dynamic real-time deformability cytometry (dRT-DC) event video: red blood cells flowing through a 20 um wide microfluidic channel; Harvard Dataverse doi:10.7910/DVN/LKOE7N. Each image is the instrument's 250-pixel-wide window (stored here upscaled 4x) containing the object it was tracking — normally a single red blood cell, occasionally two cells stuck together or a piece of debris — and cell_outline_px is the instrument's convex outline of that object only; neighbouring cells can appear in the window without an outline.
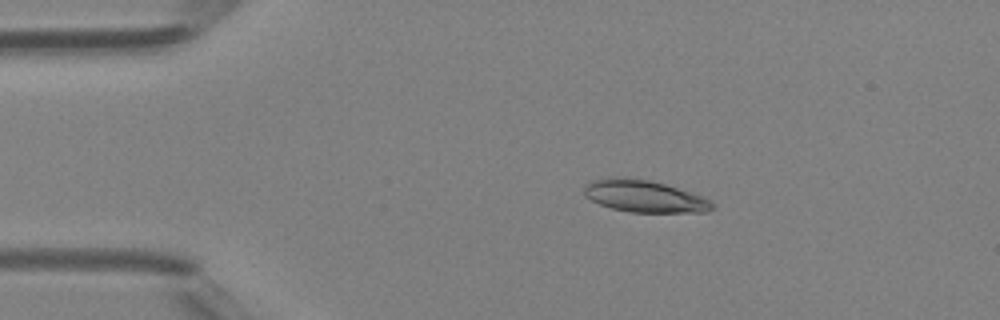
{"species": "Egyptian fruit bat (a non-hibernating species)", "species_latin": "Rousettus aegyptiacus", "temperature_condition": "room temperature", "stored_images_in_passage": 39, "camera_frame_rate_fps": 3000, "um_per_image_px": 0.085, "animal": {"sex": "female"}, "frame": {"image": 1, "passage_image": 1, "time_ms": 0.0, "image_size_px": [1000, 320], "cell_outline_px": [[716, 208], [704, 212], [628, 212], [612, 208], [600, 204], [584, 196], [584, 188], [592, 180], [608, 176], [624, 176], [648, 180], [664, 184], [704, 196]], "centroid_in_image_um": [54.74, 16.66], "position_along_channel_um": 30.3, "area_um2": 23.99}}
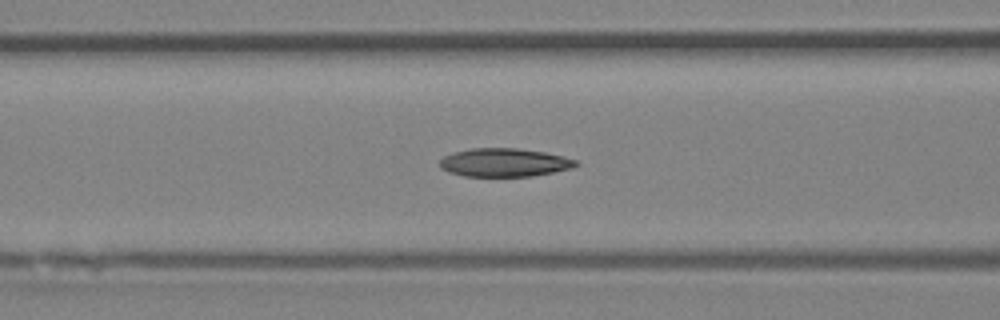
{"frame": {"image": 2, "passage_image": 11, "time_ms": 3.333, "image_size_px": [1000, 320], "cell_outline_px": [[580, 164], [572, 168], [532, 176], [464, 176], [448, 172], [440, 168], [440, 160], [444, 156], [452, 152], [472, 148], [516, 148], [544, 152], [564, 156], [576, 160]], "centroid_in_image_um": [42.86, 13.81], "position_along_channel_um": 123.7, "area_um2": 22.54}}
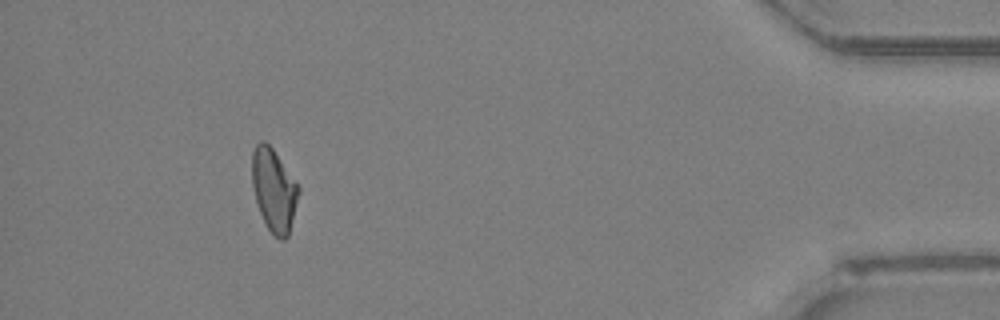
{"frame": {"image": 3, "passage_image": 35, "time_ms": 11.333, "image_size_px": [1000, 320], "cell_outline_px": [[300, 192], [288, 236], [284, 240], [280, 240], [268, 228], [260, 212], [252, 188], [252, 152], [256, 144], [260, 140], [264, 140], [272, 148], [296, 180], [300, 188]], "centroid_in_image_um": [23.29, 16.13], "position_along_channel_um": 411.9, "area_um2": 22.43}, "authors_computed_cell_mechanics": {"area_um2": 22.7732, "velocity_mm_per_s": 4.4039, "shape_relaxation_time_tau1_ms": 6.2143, "shape_relaxation_time_tau2_ms": 7.0568, "deformation_change_tau1": 0.1713, "deformation_change_tau2": 0.1503}}